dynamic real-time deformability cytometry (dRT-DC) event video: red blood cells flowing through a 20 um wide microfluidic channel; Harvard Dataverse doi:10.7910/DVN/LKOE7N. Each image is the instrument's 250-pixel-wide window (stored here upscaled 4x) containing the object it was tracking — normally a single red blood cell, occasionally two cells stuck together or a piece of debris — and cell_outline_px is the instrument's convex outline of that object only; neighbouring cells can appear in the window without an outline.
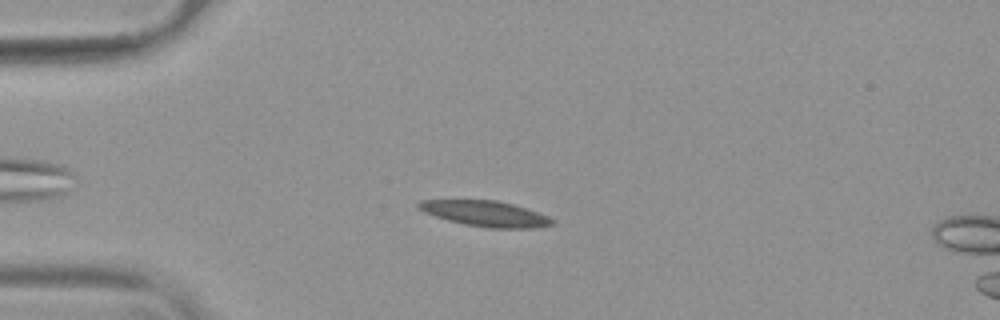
{"species": "common noctule bat (a hibernating species)", "species_latin": "Nyctalus noctula", "temperature_condition": "warm", "stored_images_in_passage": 53, "camera_frame_rate_fps": 3000, "um_per_image_px": 0.085, "animal": {"sex": "female", "body_mass_g": 19.9}, "frame": {"image": 1, "passage_image": 12, "time_ms": 3.667, "image_size_px": [1000, 320], "cell_outline_px": [[556, 224], [532, 228], [488, 228], [464, 224], [448, 220], [424, 212], [416, 208], [416, 204], [420, 200], [496, 200], [512, 204], [548, 216], [556, 220]], "centroid_in_image_um": [41.25, 18.16], "position_along_channel_um": 43.7, "area_um2": 19.88}}
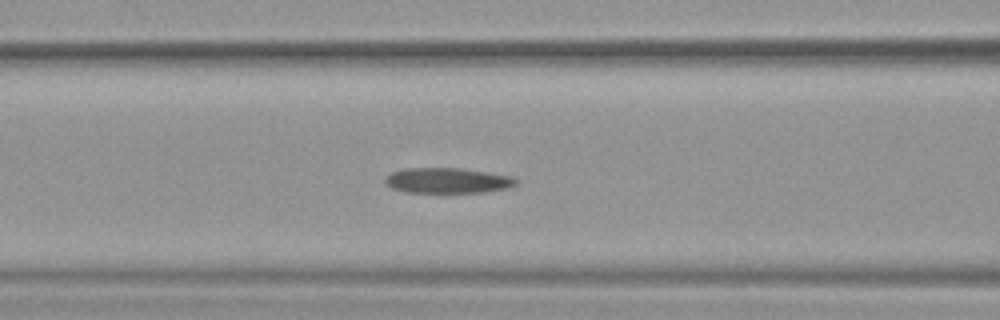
{"frame": {"image": 2, "passage_image": 21, "time_ms": 6.667, "image_size_px": [1000, 320], "cell_outline_px": [[516, 184], [512, 188], [484, 192], [404, 192], [392, 188], [384, 180], [392, 172], [404, 168], [460, 168], [512, 176], [516, 180]], "centroid_in_image_um": [38.07, 15.34], "position_along_channel_um": 128.5, "area_um2": 19.25}}
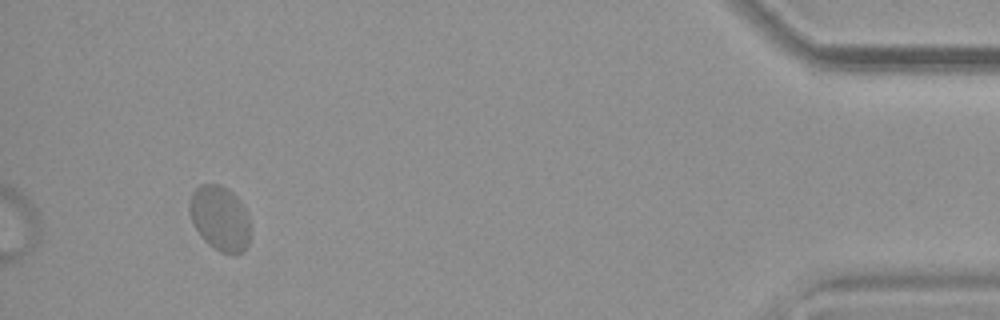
{"frame": {"image": 3, "passage_image": 50, "time_ms": 16.333, "image_size_px": [1000, 320], "cell_outline_px": [[252, 228], [248, 244], [244, 252], [236, 256], [232, 256], [220, 252], [208, 244], [204, 240], [196, 228], [188, 212], [188, 204], [192, 192], [200, 184], [220, 184], [236, 196], [244, 208]], "centroid_in_image_um": [18.71, 18.6], "position_along_channel_um": 416.5, "area_um2": 23.41}}